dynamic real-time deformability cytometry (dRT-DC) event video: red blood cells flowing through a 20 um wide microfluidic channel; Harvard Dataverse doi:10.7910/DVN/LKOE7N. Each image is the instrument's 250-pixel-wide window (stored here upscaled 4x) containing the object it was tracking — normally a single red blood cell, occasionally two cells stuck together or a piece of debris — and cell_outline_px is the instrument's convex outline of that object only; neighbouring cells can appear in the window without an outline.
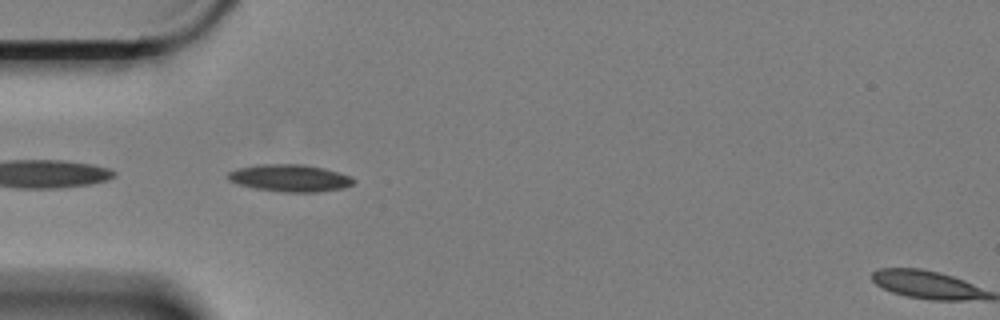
{"species": "Egyptian fruit bat (a non-hibernating species)", "species_latin": "Rousettus aegyptiacus", "temperature_condition": "cold", "stored_images_in_passage": 44, "camera_frame_rate_fps": 3000, "um_per_image_px": 0.085, "animal": {"sex": "female"}, "frame": {"image": 1, "passage_image": 2, "time_ms": 0.333, "image_size_px": [1000, 320], "cell_outline_px": [[356, 180], [352, 184], [340, 188], [316, 192], [284, 192], [256, 188], [240, 184], [228, 180], [228, 172], [236, 168], [256, 164], [304, 164], [324, 168], [352, 176]], "centroid_in_image_um": [24.63, 15.11], "position_along_channel_um": 60.4, "area_um2": 19.83}}
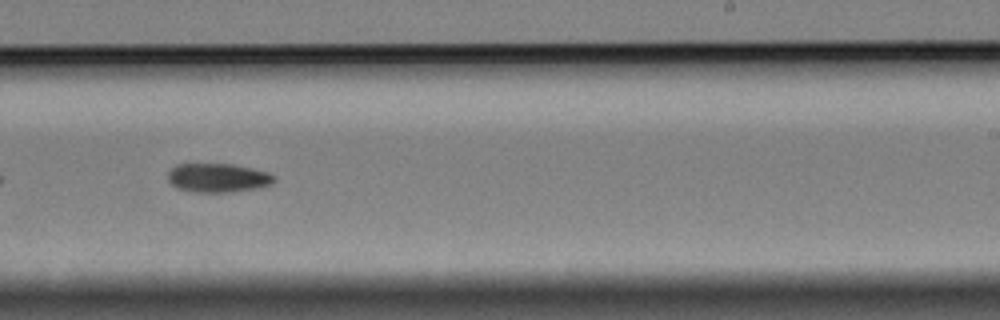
{"frame": {"image": 2, "passage_image": 21, "time_ms": 6.667, "image_size_px": [1000, 320], "cell_outline_px": [[276, 180], [272, 184], [256, 188], [228, 192], [196, 192], [180, 188], [172, 184], [168, 180], [168, 172], [176, 164], [232, 164], [252, 168], [268, 172], [276, 176]], "centroid_in_image_um": [18.55, 15.1], "position_along_channel_um": 270.4, "area_um2": 17.8}}
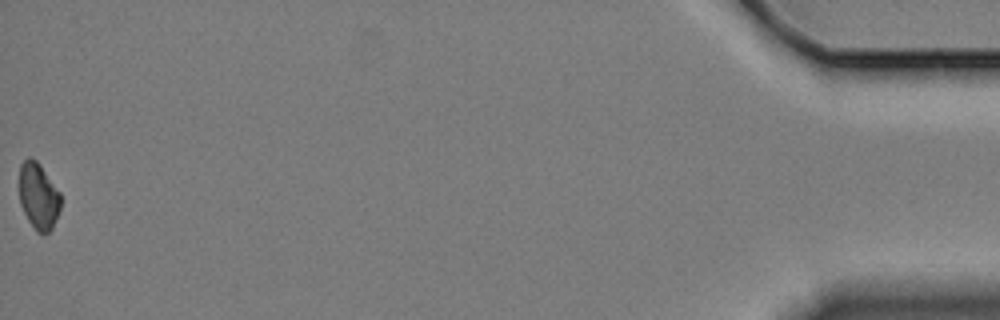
{"frame": {"image": 3, "passage_image": 44, "time_ms": 14.333, "image_size_px": [1000, 320], "cell_outline_px": [[60, 208], [52, 228], [48, 232], [36, 232], [28, 220], [20, 204], [20, 164], [28, 156], [36, 160], [40, 164], [60, 192]], "centroid_in_image_um": [3.26, 16.65], "position_along_channel_um": 431.9, "area_um2": 15.9}, "authors_computed_cell_mechanics": {"area_um2": 17.5134, "velocity_mm_per_s": 3.3556, "shape_relaxation_time_tau1_ms": 3.9917, "shape_relaxation_time_tau2_ms": null, "deformation_change_tau1": 0.1086, "deformation_change_tau2": null}}